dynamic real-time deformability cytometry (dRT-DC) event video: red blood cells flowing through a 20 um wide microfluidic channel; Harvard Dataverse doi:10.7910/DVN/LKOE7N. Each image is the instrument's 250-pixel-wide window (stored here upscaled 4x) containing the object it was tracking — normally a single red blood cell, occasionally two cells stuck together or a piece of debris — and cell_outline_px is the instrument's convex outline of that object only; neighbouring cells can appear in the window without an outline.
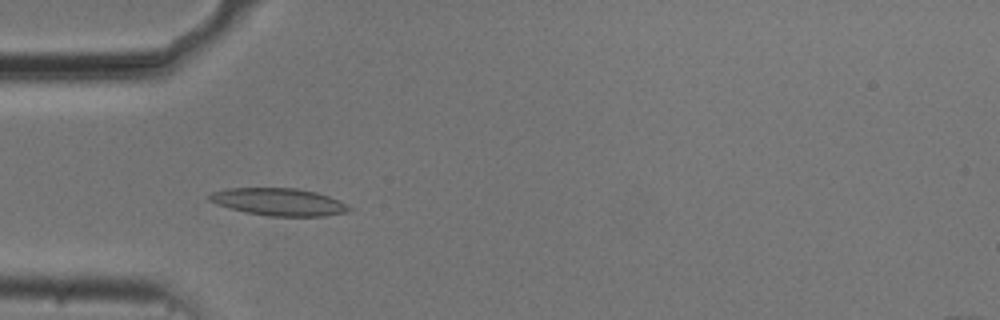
{"species": "common noctule bat (a hibernating species)", "species_latin": "Nyctalus noctula", "temperature_condition": "cold", "stored_images_in_passage": 49, "camera_frame_rate_fps": 3000, "um_per_image_px": 0.085, "animal": {"sex": "male", "body_mass_g": 20.5, "forearm_length_mm": 52.5}, "frame": {"image": 1, "passage_image": 11, "time_ms": 3.333, "image_size_px": [1000, 320], "cell_outline_px": [[352, 208], [348, 212], [324, 216], [268, 216], [244, 212], [228, 208], [216, 204], [208, 200], [208, 196], [212, 192], [228, 188], [296, 188], [316, 192], [340, 200], [348, 204]], "centroid_in_image_um": [23.7, 17.16], "position_along_channel_um": 61.3, "area_um2": 22.48}}
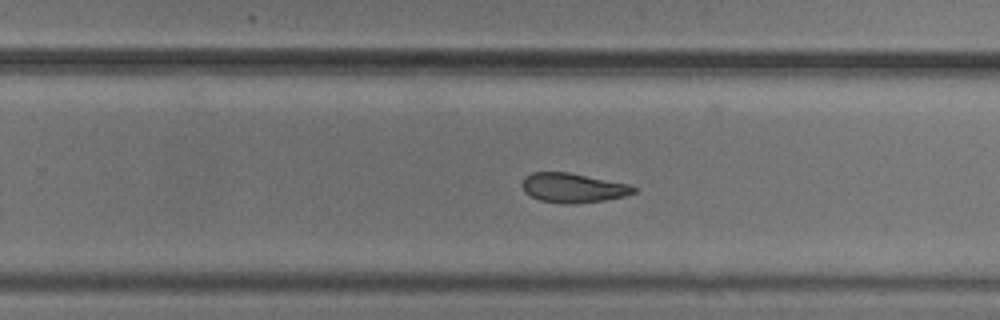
{"frame": {"image": 2, "passage_image": 29, "time_ms": 9.333, "image_size_px": [1000, 320], "cell_outline_px": [[636, 192], [624, 196], [604, 200], [572, 204], [560, 204], [540, 200], [524, 192], [520, 184], [524, 176], [532, 172], [568, 172], [628, 184], [636, 188]], "centroid_in_image_um": [48.65, 15.97], "position_along_channel_um": 281.2, "area_um2": 19.19}}
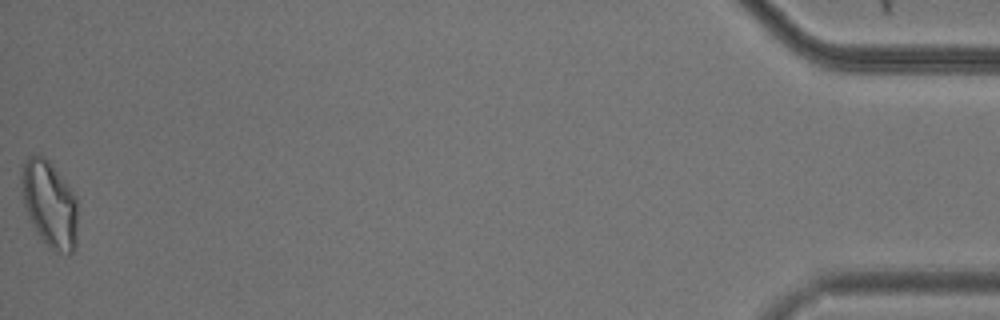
{"frame": {"image": 3, "passage_image": 49, "time_ms": 16.0, "image_size_px": [1000, 320], "cell_outline_px": [[76, 248], [68, 256], [48, 248], [36, 232], [28, 216], [24, 204], [20, 180], [20, 172], [24, 160], [32, 152], [40, 152], [52, 164], [76, 196]], "centroid_in_image_um": [4.18, 17.31], "position_along_channel_um": 431.0, "area_um2": 28.84}, "authors_computed_cell_mechanics": {"area_um2": 20.3456, "velocity_mm_per_s": 3.6942, "shape_relaxation_time_tau1_ms": 5.3418, "shape_relaxation_time_tau2_ms": 3.5269, "deformation_change_tau1": 0.1654, "deformation_change_tau2": 0.1156}}